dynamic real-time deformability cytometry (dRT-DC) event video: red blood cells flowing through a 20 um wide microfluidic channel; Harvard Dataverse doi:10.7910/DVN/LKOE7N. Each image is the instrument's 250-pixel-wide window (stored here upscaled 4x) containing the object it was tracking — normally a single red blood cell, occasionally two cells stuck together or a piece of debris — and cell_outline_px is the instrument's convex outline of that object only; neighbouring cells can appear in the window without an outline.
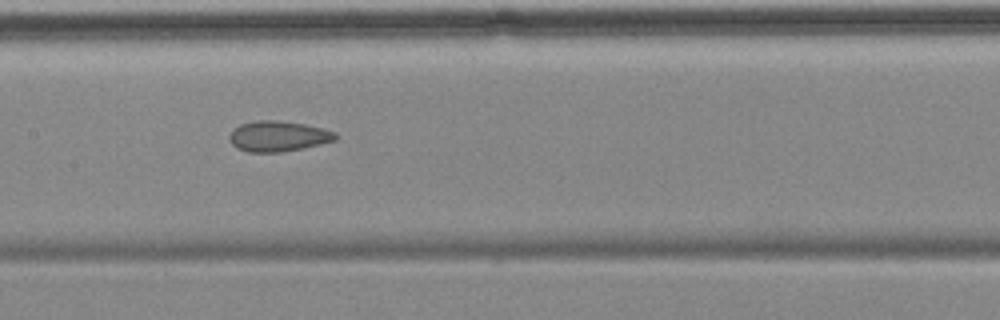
{"species": "common noctule bat (a hibernating species)", "species_latin": "Nyctalus noctula", "temperature_condition": "cold", "stored_images_in_passage": 9, "camera_frame_rate_fps": 3000, "um_per_image_px": 0.085, "animal": {"sex": "female", "body_mass_g": 18.4}, "frame": {"image": 1, "passage_image": 6, "time_ms": 5.667, "image_size_px": [1000, 320], "cell_outline_px": [[336, 140], [320, 144], [280, 152], [248, 152], [236, 148], [228, 140], [228, 136], [240, 124], [260, 120], [276, 120], [304, 124], [324, 128], [336, 132]], "centroid_in_image_um": [23.63, 11.58], "position_along_channel_um": 183.8, "area_um2": 18.73}}
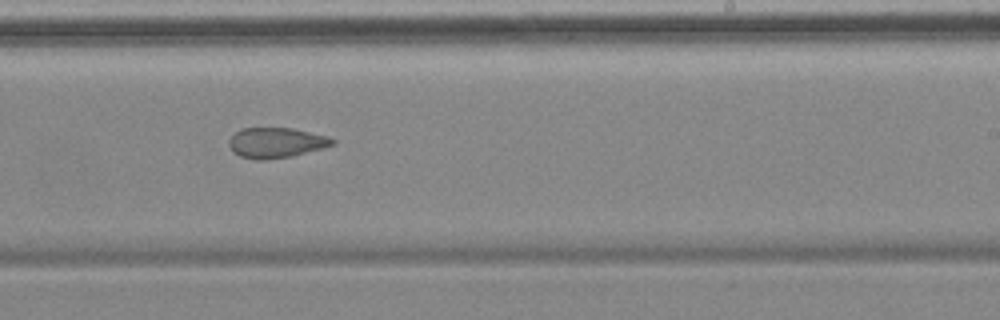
{"frame": {"image": 2, "passage_image": 8, "time_ms": 8.0, "image_size_px": [1000, 320], "cell_outline_px": [[336, 144], [324, 148], [292, 156], [260, 160], [240, 156], [232, 152], [228, 144], [228, 140], [240, 128], [292, 128], [328, 136], [336, 140]], "centroid_in_image_um": [23.48, 12.12], "position_along_channel_um": 265.5, "area_um2": 18.32}}
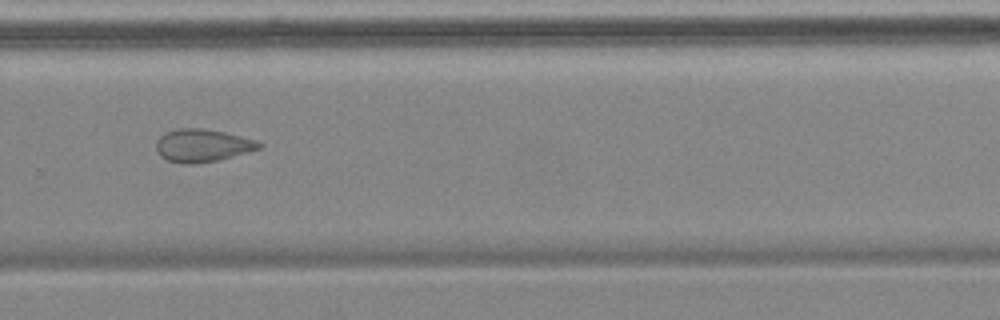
{"frame": {"image": 3, "passage_image": 9, "time_ms": 9.333, "image_size_px": [1000, 320], "cell_outline_px": [[264, 144], [260, 148], [232, 156], [216, 160], [192, 164], [184, 164], [168, 160], [160, 156], [156, 148], [156, 140], [160, 136], [168, 132], [180, 128], [200, 128], [224, 132], [256, 140]], "centroid_in_image_um": [17.19, 12.36], "position_along_channel_um": 312.6, "area_um2": 19.36}}